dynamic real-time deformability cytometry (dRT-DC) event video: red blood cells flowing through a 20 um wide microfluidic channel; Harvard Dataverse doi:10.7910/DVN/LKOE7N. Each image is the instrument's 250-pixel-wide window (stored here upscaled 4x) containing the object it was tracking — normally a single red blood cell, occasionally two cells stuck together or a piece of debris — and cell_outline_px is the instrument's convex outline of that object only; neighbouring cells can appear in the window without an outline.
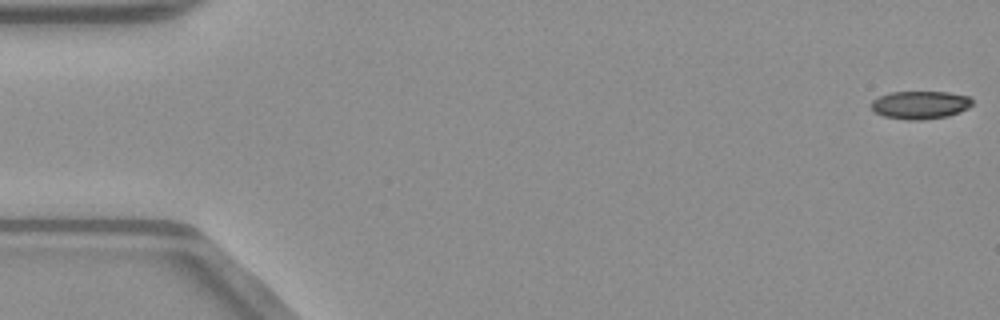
{"species": "common noctule bat (a hibernating species)", "species_latin": "Nyctalus noctula", "temperature_condition": "warm", "stored_images_in_passage": 49, "camera_frame_rate_fps": 3000, "um_per_image_px": 0.085, "animal": {"sex": "male", "body_mass_g": 23.1, "forearm_length_mm": 52.7}, "frame": {"image": 1, "passage_image": 1, "time_ms": 0.0, "image_size_px": [1000, 320], "cell_outline_px": [[972, 104], [968, 108], [960, 112], [948, 116], [924, 120], [908, 120], [884, 116], [876, 112], [868, 104], [872, 100], [880, 96], [892, 92], [948, 92], [968, 96], [972, 100]], "centroid_in_image_um": [78.21, 8.92], "position_along_channel_um": 6.8, "area_um2": 16.53}}
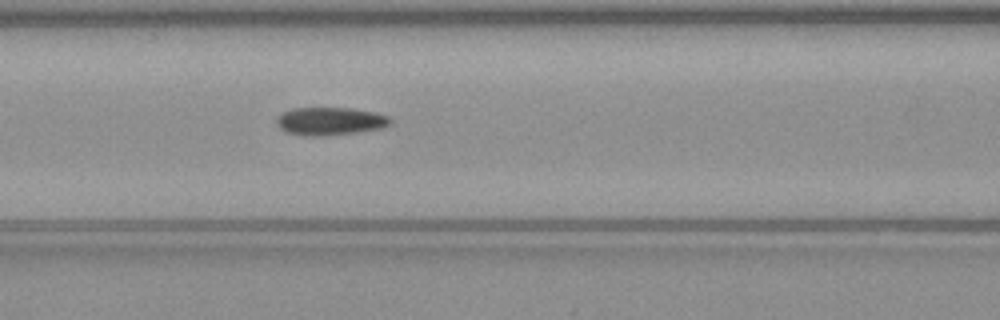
{"frame": {"image": 2, "passage_image": 22, "time_ms": 7.0, "image_size_px": [1000, 320], "cell_outline_px": [[392, 124], [380, 128], [356, 132], [324, 136], [304, 136], [284, 132], [276, 124], [276, 116], [280, 112], [292, 108], [348, 108], [376, 112], [388, 116], [392, 120]], "centroid_in_image_um": [28.0, 10.3], "position_along_channel_um": 138.6, "area_um2": 18.79}}
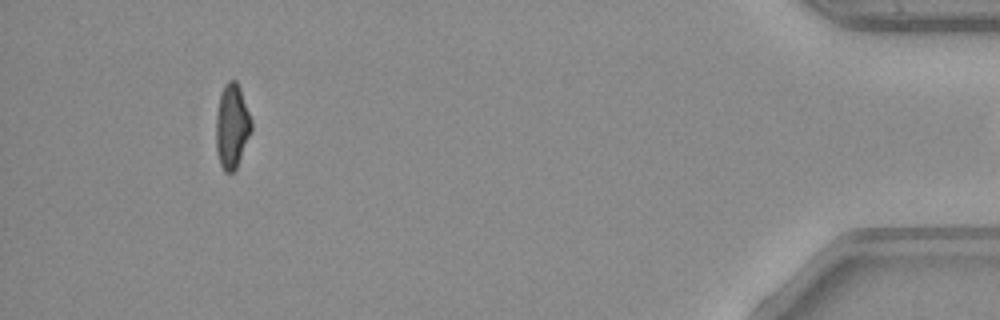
{"frame": {"image": 3, "passage_image": 48, "time_ms": 15.667, "image_size_px": [1000, 320], "cell_outline_px": [[252, 128], [236, 168], [232, 172], [224, 172], [220, 164], [216, 148], [216, 112], [220, 96], [224, 84], [228, 80], [236, 80], [240, 88], [252, 120]], "centroid_in_image_um": [19.7, 10.7], "position_along_channel_um": 415.5, "area_um2": 17.28}}